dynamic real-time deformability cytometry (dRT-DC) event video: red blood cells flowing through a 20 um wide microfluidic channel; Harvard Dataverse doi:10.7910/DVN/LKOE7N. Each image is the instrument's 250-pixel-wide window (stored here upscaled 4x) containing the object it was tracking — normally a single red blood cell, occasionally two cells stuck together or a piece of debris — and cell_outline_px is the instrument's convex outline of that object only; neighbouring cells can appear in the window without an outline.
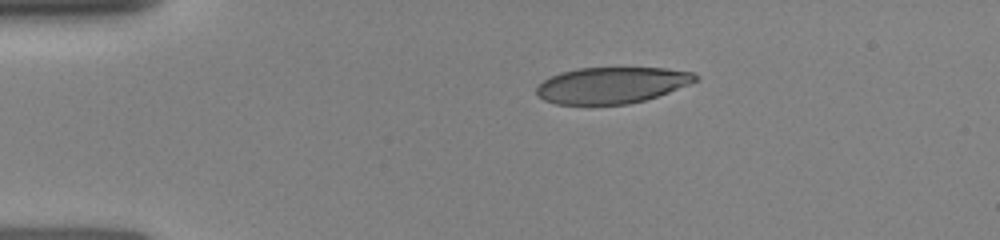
{"species": "human", "species_latin": "Homo sapiens", "temperature_condition": "room temperature", "stored_images_in_passage": 19, "camera_frame_rate_fps": 3000, "um_per_image_px": 0.085, "donor": {"sex": "female"}, "frame": {"image": 1, "passage_image": 1, "time_ms": 0.0, "image_size_px": [1000, 240], "cell_outline_px": [[700, 80], [668, 92], [644, 100], [628, 104], [556, 104], [544, 100], [536, 92], [536, 88], [544, 80], [560, 72], [576, 68], [664, 68], [692, 72]], "centroid_in_image_um": [52.0, 7.23], "position_along_channel_um": 33.0, "area_um2": 33.29}}
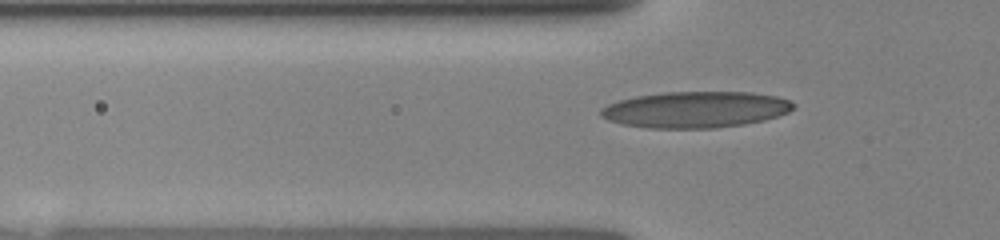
{"frame": {"image": 2, "passage_image": 11, "time_ms": 2.0, "image_size_px": [1000, 240], "cell_outline_px": [[796, 104], [788, 112], [764, 120], [744, 124], [712, 128], [652, 128], [624, 124], [608, 120], [600, 116], [600, 108], [608, 104], [620, 100], [636, 96], [664, 92], [752, 92], [776, 96], [788, 100]], "centroid_in_image_um": [59.11, 9.31], "position_along_channel_um": 66.7, "area_um2": 40.52}}
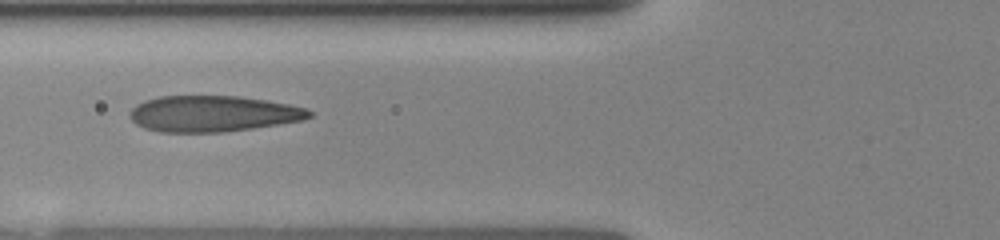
{"frame": {"image": 3, "passage_image": 18, "time_ms": 3.0, "image_size_px": [1000, 240], "cell_outline_px": [[312, 116], [304, 120], [252, 128], [224, 132], [160, 132], [144, 128], [136, 124], [132, 120], [128, 112], [136, 104], [144, 100], [160, 96], [236, 96], [264, 100], [288, 104], [308, 108], [312, 112]], "centroid_in_image_um": [18.08, 9.66], "position_along_channel_um": 107.7, "area_um2": 37.74}}